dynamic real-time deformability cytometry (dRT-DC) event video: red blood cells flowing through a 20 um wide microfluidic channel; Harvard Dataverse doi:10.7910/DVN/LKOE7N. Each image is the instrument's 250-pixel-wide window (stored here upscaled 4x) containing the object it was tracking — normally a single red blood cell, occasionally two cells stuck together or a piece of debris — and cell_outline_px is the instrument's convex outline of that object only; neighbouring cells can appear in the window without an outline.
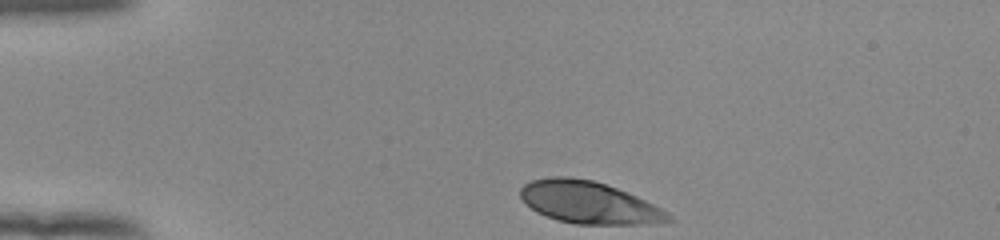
{"species": "human", "species_latin": "Homo sapiens", "temperature_condition": "room temperature", "stored_images_in_passage": 34, "camera_frame_rate_fps": 3000, "um_per_image_px": 0.085, "donor": {"sex": "female"}, "frame": {"image": 1, "passage_image": 1, "time_ms": 0.0, "image_size_px": [1000, 240], "cell_outline_px": [[676, 220], [636, 224], [576, 224], [556, 220], [536, 212], [520, 196], [520, 188], [524, 184], [532, 180], [552, 176], [568, 176], [592, 180], [616, 188], [636, 196], [668, 212]], "centroid_in_image_um": [50.03, 17.21], "position_along_channel_um": 35.0, "area_um2": 36.01}}
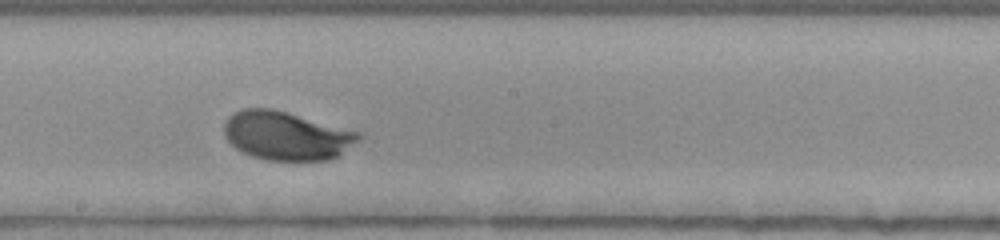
{"frame": {"image": 2, "passage_image": 20, "time_ms": 6.333, "image_size_px": [1000, 240], "cell_outline_px": [[364, 136], [336, 156], [328, 160], [268, 160], [252, 156], [236, 148], [224, 136], [224, 120], [232, 112], [240, 108], [272, 108], [288, 112], [360, 132]], "centroid_in_image_um": [24.3, 11.51], "position_along_channel_um": 223.9, "area_um2": 38.09}}
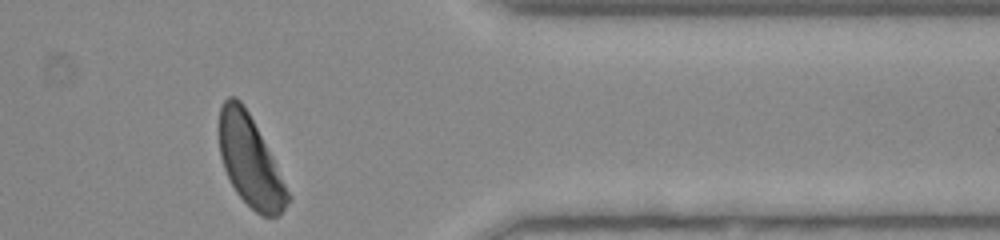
{"frame": {"image": 3, "passage_image": 34, "time_ms": 11.0, "image_size_px": [1000, 240], "cell_outline_px": [[292, 196], [284, 208], [276, 216], [260, 216], [236, 192], [224, 168], [220, 156], [220, 108], [224, 100], [228, 96], [236, 96], [240, 100], [248, 112]], "centroid_in_image_um": [21.25, 13.71], "position_along_channel_um": 390.1, "area_um2": 35.26}, "authors_computed_cell_mechanics": {"area_um2": 36.9342, "velocity_mm_per_s": 3.8772, "shape_relaxation_time_tau1_ms": 1.9597, "shape_relaxation_time_tau2_ms": null, "deformation_change_tau1": 0.1434, "deformation_change_tau2": null}}